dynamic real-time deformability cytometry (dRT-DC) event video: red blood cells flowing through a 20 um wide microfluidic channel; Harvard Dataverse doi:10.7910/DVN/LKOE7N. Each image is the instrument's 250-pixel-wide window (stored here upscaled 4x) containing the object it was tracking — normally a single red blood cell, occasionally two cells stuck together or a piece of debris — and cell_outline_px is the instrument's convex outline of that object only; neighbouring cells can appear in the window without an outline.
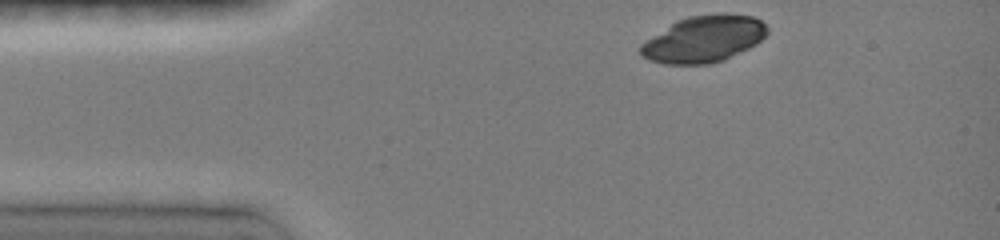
{"species": "common noctule bat (a hibernating species)", "species_latin": "Nyctalus noctula", "temperature_condition": "room temperature", "stored_images_in_passage": 5, "camera_frame_rate_fps": 3000, "um_per_image_px": 0.085, "animal": {"sex": "female", "body_mass_g": 19.0, "forearm_length_mm": 51.5}, "frame": {"image": 1, "passage_image": 1, "time_ms": 0.0, "image_size_px": [1000, 240], "cell_outline_px": [[768, 32], [756, 44], [724, 60], [708, 64], [664, 64], [648, 60], [640, 56], [640, 44], [676, 20], [688, 16], [716, 12], [724, 12], [752, 16], [760, 20], [768, 28]], "centroid_in_image_um": [59.8, 3.3], "position_along_channel_um": 25.2, "area_um2": 34.68}}